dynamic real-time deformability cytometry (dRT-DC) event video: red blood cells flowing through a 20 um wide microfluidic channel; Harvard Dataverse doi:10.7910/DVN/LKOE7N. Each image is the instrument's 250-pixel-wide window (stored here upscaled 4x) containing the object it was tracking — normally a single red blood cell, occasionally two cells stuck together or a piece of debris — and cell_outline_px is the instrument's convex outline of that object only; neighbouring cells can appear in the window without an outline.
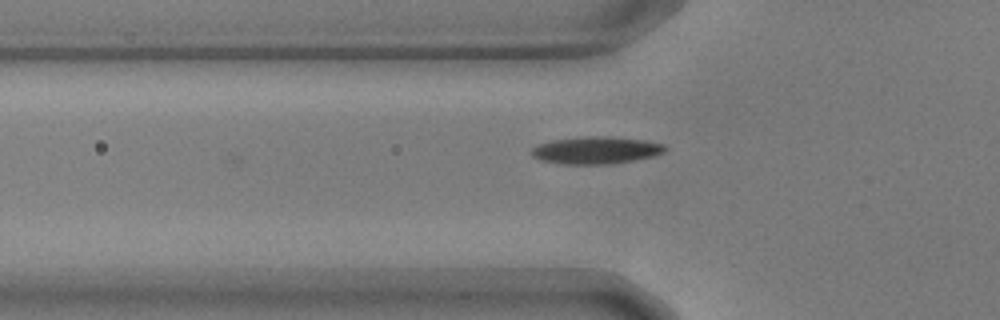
{"species": "common noctule bat (a hibernating species)", "species_latin": "Nyctalus noctula", "temperature_condition": "warm", "stored_images_in_passage": 22, "camera_frame_rate_fps": 3000, "um_per_image_px": 0.085, "animal": {"sex": "male", "body_mass_g": 17.9, "forearm_length_mm": 54.2}, "frame": {"image": 1, "passage_image": 3, "time_ms": 0.667, "image_size_px": [1000, 320], "cell_outline_px": [[668, 148], [664, 152], [652, 156], [632, 160], [608, 164], [560, 164], [540, 160], [532, 156], [532, 148], [540, 144], [552, 140], [584, 136], [612, 136], [644, 140], [664, 144]], "centroid_in_image_um": [50.66, 12.76], "position_along_channel_um": 75.1, "area_um2": 21.21}}
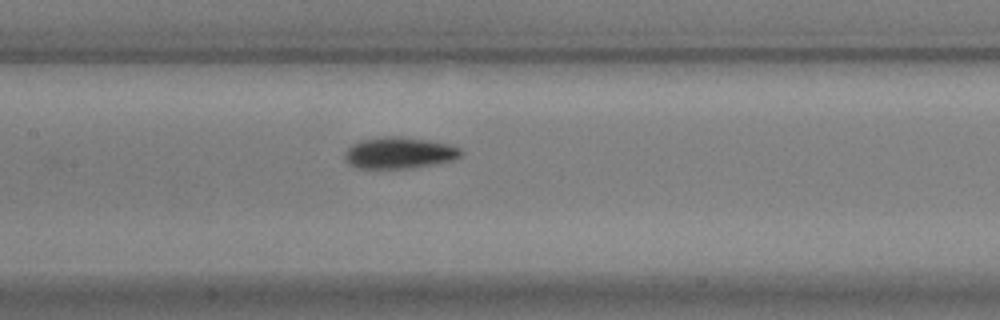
{"frame": {"image": 2, "passage_image": 11, "time_ms": 3.333, "image_size_px": [1000, 320], "cell_outline_px": [[464, 152], [460, 156], [452, 160], [432, 164], [408, 168], [356, 168], [348, 164], [344, 160], [344, 152], [352, 144], [360, 140], [380, 136], [400, 136], [428, 140], [448, 144], [460, 148]], "centroid_in_image_um": [33.88, 12.98], "position_along_channel_um": 173.5, "area_um2": 21.39}}
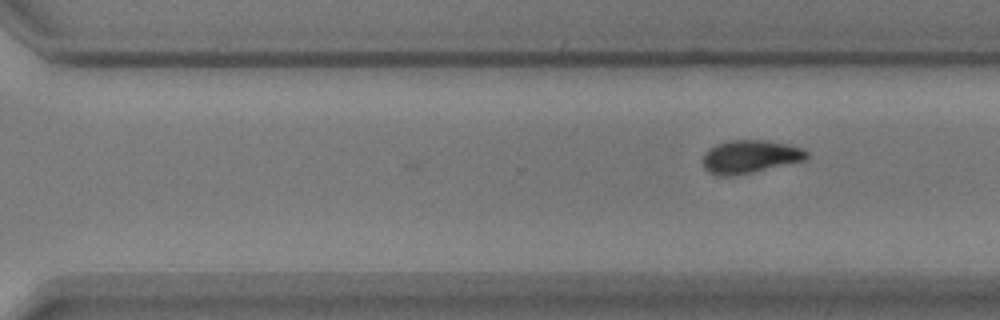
{"frame": {"image": 3, "passage_image": 22, "time_ms": 7.0, "image_size_px": [1000, 320], "cell_outline_px": [[808, 160], [752, 172], [732, 176], [716, 176], [708, 172], [704, 168], [700, 160], [704, 152], [708, 148], [716, 144], [728, 140], [764, 140], [804, 148], [808, 152]], "centroid_in_image_um": [63.7, 13.32], "position_along_channel_um": 306.9, "area_um2": 20.4}}